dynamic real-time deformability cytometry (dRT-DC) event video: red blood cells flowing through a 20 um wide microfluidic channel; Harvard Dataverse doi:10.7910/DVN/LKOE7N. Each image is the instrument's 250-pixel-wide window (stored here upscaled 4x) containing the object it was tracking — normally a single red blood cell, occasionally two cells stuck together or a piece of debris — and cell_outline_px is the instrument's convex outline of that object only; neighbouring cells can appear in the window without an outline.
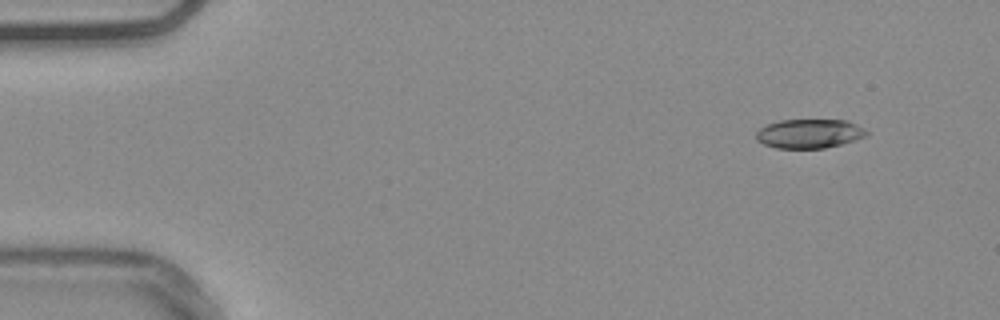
{"species": "common noctule bat (a hibernating species)", "species_latin": "Nyctalus noctula", "temperature_condition": "warm", "stored_images_in_passage": 50, "camera_frame_rate_fps": 3000, "um_per_image_px": 0.085, "animal": {"sex": "male", "body_mass_g": 20.4}, "frame": {"image": 1, "passage_image": 1, "time_ms": 0.0, "image_size_px": [1000, 320], "cell_outline_px": [[868, 132], [864, 136], [840, 144], [824, 148], [776, 148], [764, 144], [756, 140], [756, 132], [760, 128], [768, 124], [780, 120], [848, 120], [864, 128]], "centroid_in_image_um": [68.76, 11.35], "position_along_channel_um": 16.2, "area_um2": 18.55}}
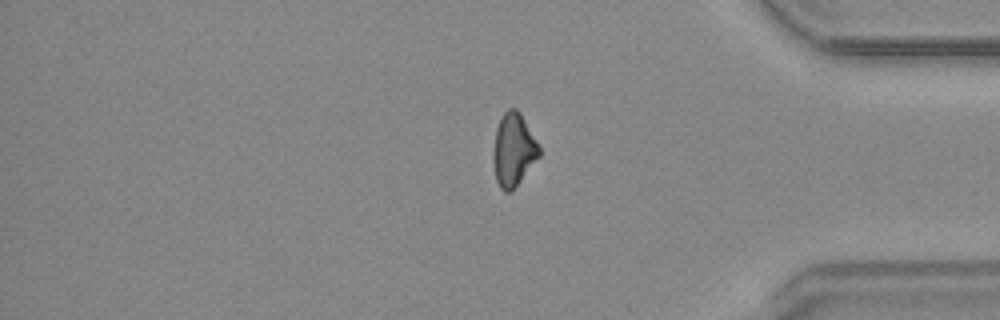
{"frame": {"image": 2, "passage_image": 41, "time_ms": 13.333, "image_size_px": [1000, 320], "cell_outline_px": [[540, 156], [512, 192], [504, 192], [500, 188], [496, 180], [492, 160], [492, 152], [496, 128], [504, 112], [508, 108], [516, 108], [520, 112], [540, 148]], "centroid_in_image_um": [43.62, 12.77], "position_along_channel_um": 391.6, "area_um2": 19.65}}
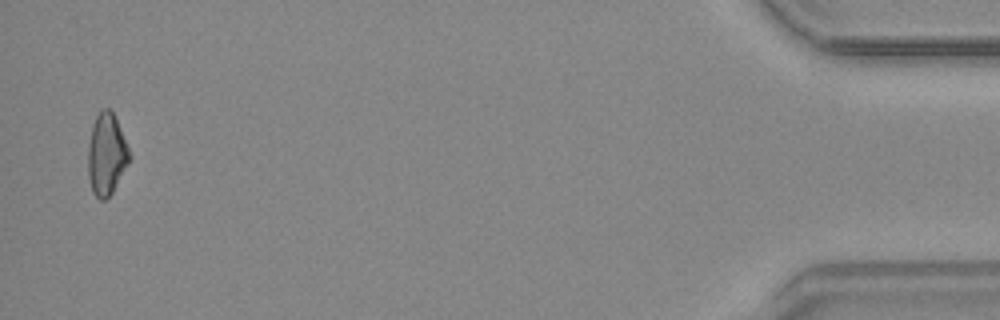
{"frame": {"image": 3, "passage_image": 49, "time_ms": 16.0, "image_size_px": [1000, 320], "cell_outline_px": [[132, 156], [128, 164], [112, 192], [104, 200], [100, 200], [92, 192], [88, 176], [88, 144], [92, 124], [100, 108], [108, 108], [112, 112], [116, 120]], "centroid_in_image_um": [9.04, 13.11], "position_along_channel_um": 426.2, "area_um2": 19.65}, "authors_computed_cell_mechanics": {"area_um2": 19.6809, "velocity_mm_per_s": 3.777, "shape_relaxation_time_tau1_ms": 9.029, "shape_relaxation_time_tau2_ms": null, "deformation_change_tau1": 0.1781, "deformation_change_tau2": null}}